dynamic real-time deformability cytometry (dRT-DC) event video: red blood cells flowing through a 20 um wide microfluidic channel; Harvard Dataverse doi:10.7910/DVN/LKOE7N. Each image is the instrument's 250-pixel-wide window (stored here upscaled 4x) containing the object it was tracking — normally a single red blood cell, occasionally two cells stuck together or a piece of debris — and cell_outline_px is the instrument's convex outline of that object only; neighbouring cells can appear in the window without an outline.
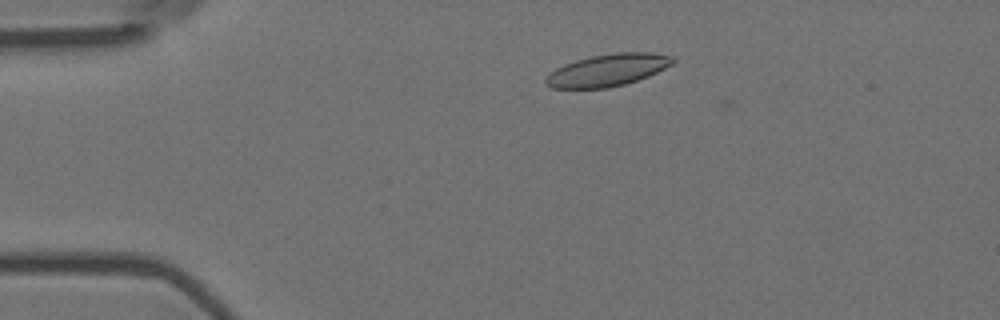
{"species": "Egyptian fruit bat (a non-hibernating species)", "species_latin": "Rousettus aegyptiacus", "temperature_condition": "room temperature", "stored_images_in_passage": 4, "camera_frame_rate_fps": 3000, "um_per_image_px": 0.085, "animal": {"sex": "female"}, "frame": {"image": 1, "passage_image": 2, "time_ms": 0.333, "image_size_px": [1000, 320], "cell_outline_px": [[676, 60], [672, 64], [648, 76], [624, 84], [608, 88], [552, 88], [544, 84], [544, 76], [548, 72], [564, 64], [576, 60], [592, 56], [616, 52], [652, 52], [672, 56]], "centroid_in_image_um": [51.6, 5.96], "position_along_channel_um": 33.4, "area_um2": 23.87}}
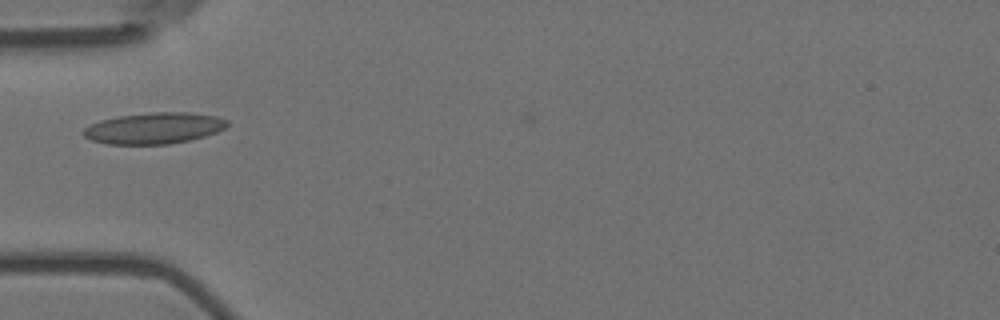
{"frame": {"image": 2, "passage_image": 4, "time_ms": 1.0, "image_size_px": [1000, 320], "cell_outline_px": [[228, 124], [224, 128], [216, 132], [204, 136], [188, 140], [168, 144], [104, 144], [92, 140], [84, 136], [80, 132], [84, 128], [100, 120], [116, 116], [152, 112], [188, 112], [216, 116], [228, 120]], "centroid_in_image_um": [13.06, 10.89], "position_along_channel_um": 71.9, "area_um2": 26.18}}